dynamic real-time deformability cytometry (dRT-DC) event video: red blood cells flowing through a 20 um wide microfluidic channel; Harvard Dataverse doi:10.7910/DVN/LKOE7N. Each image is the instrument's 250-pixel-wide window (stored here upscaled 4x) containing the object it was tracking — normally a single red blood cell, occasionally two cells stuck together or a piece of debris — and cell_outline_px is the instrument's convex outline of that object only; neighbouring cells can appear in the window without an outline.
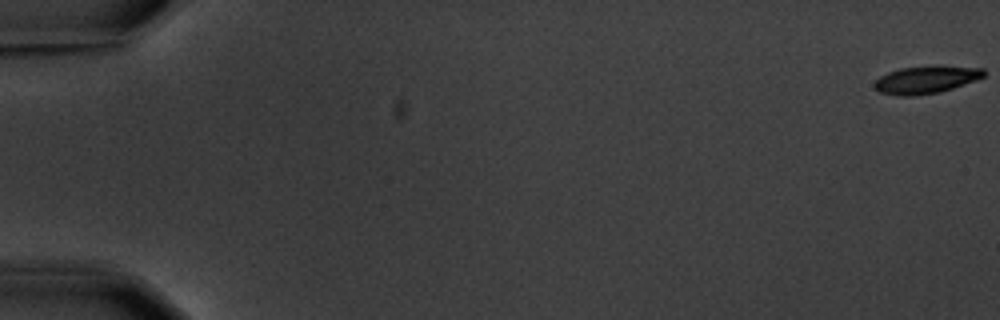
{"species": "common noctule bat (a hibernating species)", "species_latin": "Nyctalus noctula", "temperature_condition": "warm", "stored_images_in_passage": 6, "camera_frame_rate_fps": 3000, "um_per_image_px": 0.085, "animal": {"sex": "male", "body_mass_g": 20.1, "forearm_length_mm": 53.5}, "frame": {"image": 1, "passage_image": 1, "time_ms": 0.0, "image_size_px": [1000, 320], "cell_outline_px": [[984, 76], [952, 88], [940, 92], [916, 96], [900, 96], [880, 92], [872, 84], [880, 76], [888, 72], [900, 68], [936, 64], [940, 64], [984, 68]], "centroid_in_image_um": [78.7, 6.74], "position_along_channel_um": 6.3, "area_um2": 17.86}}
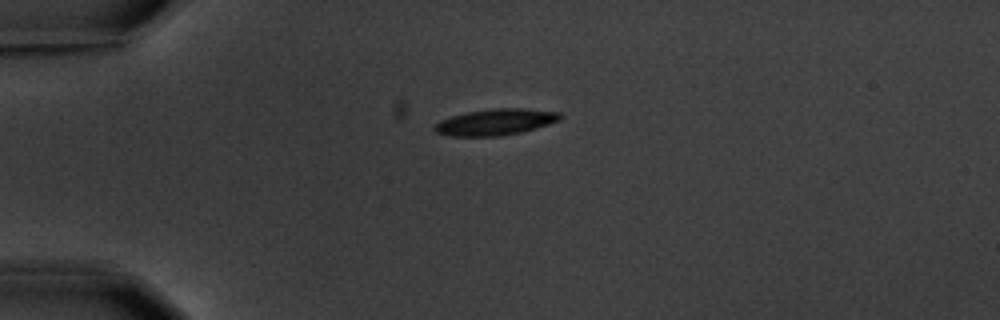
{"frame": {"image": 2, "passage_image": 5, "time_ms": 5.0, "image_size_px": [1000, 320], "cell_outline_px": [[564, 116], [560, 120], [548, 124], [520, 132], [500, 136], [452, 136], [436, 132], [432, 128], [440, 120], [452, 116], [468, 112], [492, 108], [524, 108], [560, 112]], "centroid_in_image_um": [42.14, 10.36], "position_along_channel_um": 42.9, "area_um2": 19.13}}